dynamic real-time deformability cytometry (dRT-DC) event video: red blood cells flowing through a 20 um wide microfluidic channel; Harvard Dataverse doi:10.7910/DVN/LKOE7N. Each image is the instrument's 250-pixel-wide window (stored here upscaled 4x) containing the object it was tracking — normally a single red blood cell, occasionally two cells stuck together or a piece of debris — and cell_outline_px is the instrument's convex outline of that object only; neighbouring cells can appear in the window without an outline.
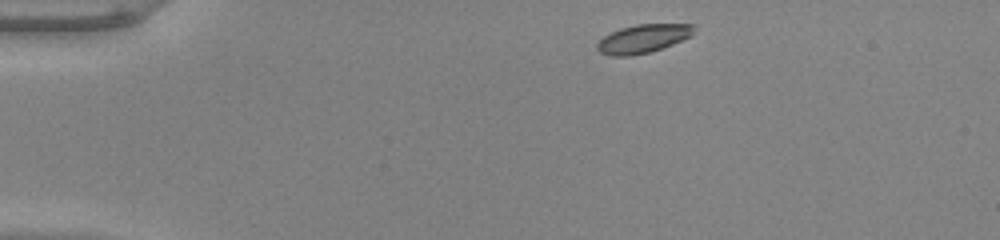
{"species": "common noctule bat (a hibernating species)", "species_latin": "Nyctalus noctula", "temperature_condition": "warm", "stored_images_in_passage": 44, "camera_frame_rate_fps": 3000, "um_per_image_px": 0.085, "animal": {"sex": "male", "body_mass_g": 20.0, "forearm_length_mm": 53.3}, "frame": {"image": 1, "passage_image": 1, "time_ms": 0.0, "image_size_px": [1000, 240], "cell_outline_px": [[696, 24], [692, 36], [672, 44], [648, 52], [628, 56], [608, 56], [600, 52], [596, 48], [596, 44], [604, 36], [620, 28], [636, 24]], "centroid_in_image_um": [54.65, 3.28], "position_along_channel_um": 30.3, "area_um2": 16.01}}
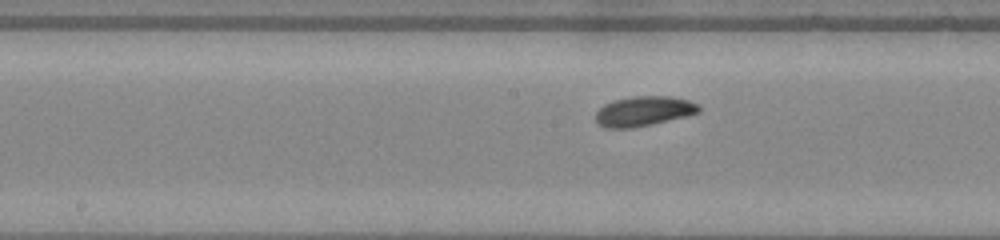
{"frame": {"image": 2, "passage_image": 19, "time_ms": 6.0, "image_size_px": [1000, 240], "cell_outline_px": [[700, 112], [652, 124], [632, 128], [608, 128], [596, 124], [596, 112], [604, 104], [612, 100], [632, 96], [672, 96], [688, 100], [696, 104], [700, 108]], "centroid_in_image_um": [54.67, 9.44], "position_along_channel_um": 193.5, "area_um2": 17.92}}
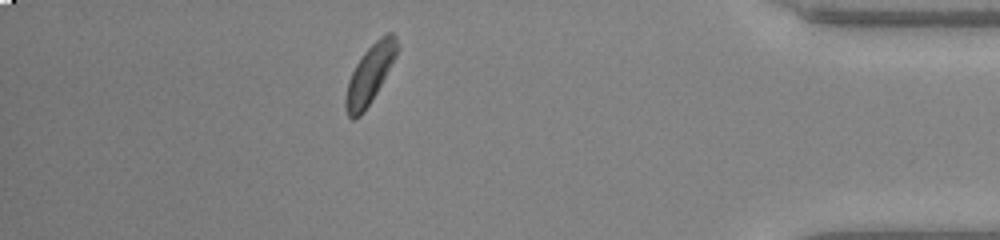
{"frame": {"image": 3, "passage_image": 38, "time_ms": 12.333, "image_size_px": [1000, 240], "cell_outline_px": [[400, 48], [396, 56], [376, 92], [364, 112], [360, 116], [352, 120], [348, 116], [344, 108], [344, 100], [348, 80], [356, 64], [364, 52], [380, 36], [388, 32], [392, 32], [396, 36]], "centroid_in_image_um": [31.43, 6.3], "position_along_channel_um": 403.8, "area_um2": 17.51}, "authors_computed_cell_mechanics": {"area_um2": 17.3978, "velocity_mm_per_s": 3.923, "shape_relaxation_time_tau1_ms": 1.4654, "shape_relaxation_time_tau2_ms": 5.9699, "deformation_change_tau1": 0.068, "deformation_change_tau2": 0.1295}}